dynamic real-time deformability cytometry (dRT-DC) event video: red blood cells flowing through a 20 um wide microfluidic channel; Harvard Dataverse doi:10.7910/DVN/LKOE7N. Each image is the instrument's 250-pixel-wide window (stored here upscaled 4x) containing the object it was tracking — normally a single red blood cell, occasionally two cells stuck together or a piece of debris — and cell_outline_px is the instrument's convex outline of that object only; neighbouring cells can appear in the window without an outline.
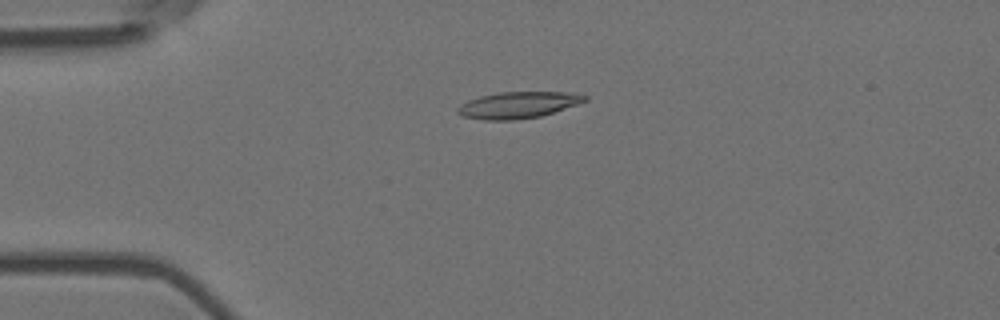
{"species": "Egyptian fruit bat (a non-hibernating species)", "species_latin": "Rousettus aegyptiacus", "temperature_condition": "room temperature", "stored_images_in_passage": 4, "camera_frame_rate_fps": 3000, "um_per_image_px": 0.085, "animal": {"sex": "female"}, "frame": {"image": 1, "passage_image": 3, "time_ms": 0.667, "image_size_px": [1000, 320], "cell_outline_px": [[588, 100], [580, 104], [540, 116], [516, 120], [484, 120], [464, 116], [456, 112], [456, 108], [460, 104], [468, 100], [480, 96], [496, 92], [576, 92], [588, 96]], "centroid_in_image_um": [44.07, 8.91], "position_along_channel_um": 40.9, "area_um2": 19.88}}